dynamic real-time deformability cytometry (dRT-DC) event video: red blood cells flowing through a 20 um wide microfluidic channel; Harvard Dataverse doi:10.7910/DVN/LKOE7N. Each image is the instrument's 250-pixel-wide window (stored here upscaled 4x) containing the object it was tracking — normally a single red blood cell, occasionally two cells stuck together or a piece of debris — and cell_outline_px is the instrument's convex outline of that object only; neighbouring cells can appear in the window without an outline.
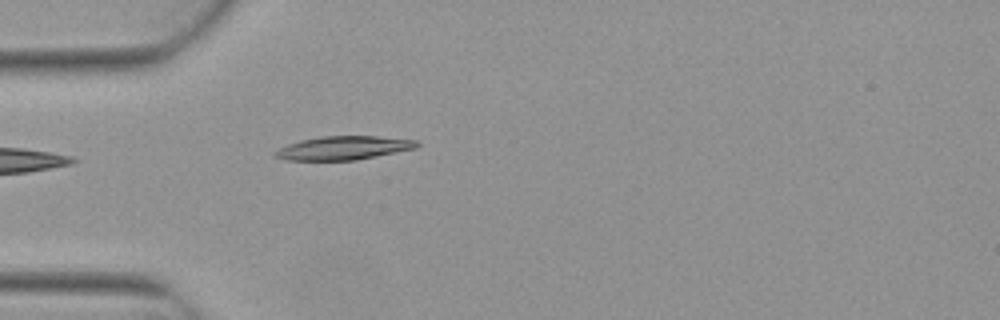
{"species": "Egyptian fruit bat (a non-hibernating species)", "species_latin": "Rousettus aegyptiacus", "temperature_condition": "warm", "stored_images_in_passage": 2, "camera_frame_rate_fps": 3000, "um_per_image_px": 0.085, "animal": {"sex": "female"}, "frame": {"image": 1, "passage_image": 2, "time_ms": 0.333, "image_size_px": [1000, 320], "cell_outline_px": [[420, 144], [416, 148], [356, 160], [284, 160], [272, 156], [272, 152], [288, 144], [300, 140], [320, 136], [376, 136], [416, 140]], "centroid_in_image_um": [29.15, 12.57], "position_along_channel_um": 55.9, "area_um2": 19.54}}